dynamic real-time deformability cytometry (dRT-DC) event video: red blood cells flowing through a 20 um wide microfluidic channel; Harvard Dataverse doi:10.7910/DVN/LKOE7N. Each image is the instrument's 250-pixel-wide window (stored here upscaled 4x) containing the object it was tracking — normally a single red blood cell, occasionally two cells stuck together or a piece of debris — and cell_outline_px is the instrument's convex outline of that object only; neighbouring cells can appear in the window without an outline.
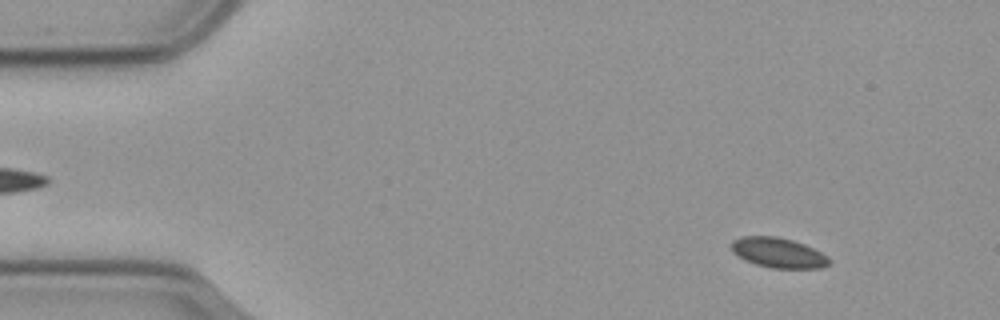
{"species": "common noctule bat (a hibernating species)", "species_latin": "Nyctalus noctula", "temperature_condition": "cold", "stored_images_in_passage": 57, "camera_frame_rate_fps": 3000, "um_per_image_px": 0.085, "animal": {"sex": "male", "body_mass_g": 23.1, "forearm_length_mm": 52.7}, "frame": {"image": 1, "passage_image": 6, "time_ms": 1.667, "image_size_px": [1000, 320], "cell_outline_px": [[832, 260], [828, 264], [820, 268], [772, 268], [756, 264], [744, 260], [732, 252], [732, 240], [744, 236], [776, 236], [792, 240], [804, 244], [828, 256]], "centroid_in_image_um": [66.15, 21.48], "position_along_channel_um": 18.8, "area_um2": 17.05}}
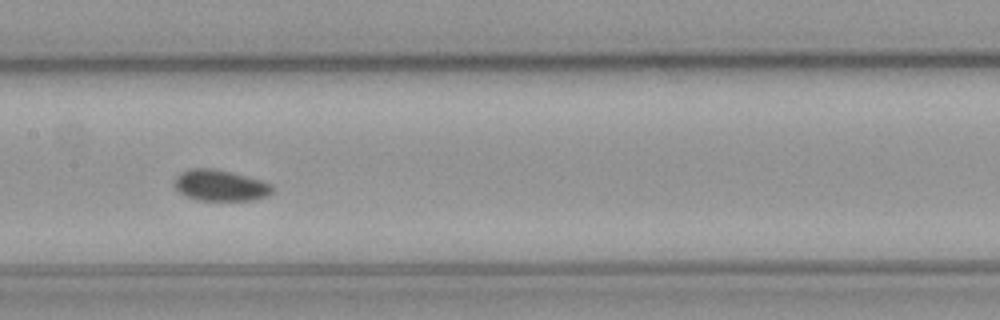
{"frame": {"image": 2, "passage_image": 28, "time_ms": 9.0, "image_size_px": [1000, 320], "cell_outline_px": [[272, 192], [264, 196], [252, 200], [196, 200], [180, 192], [172, 184], [176, 176], [180, 172], [188, 168], [212, 168], [260, 180], [272, 184]], "centroid_in_image_um": [18.66, 15.75], "position_along_channel_um": 188.7, "area_um2": 17.51}}
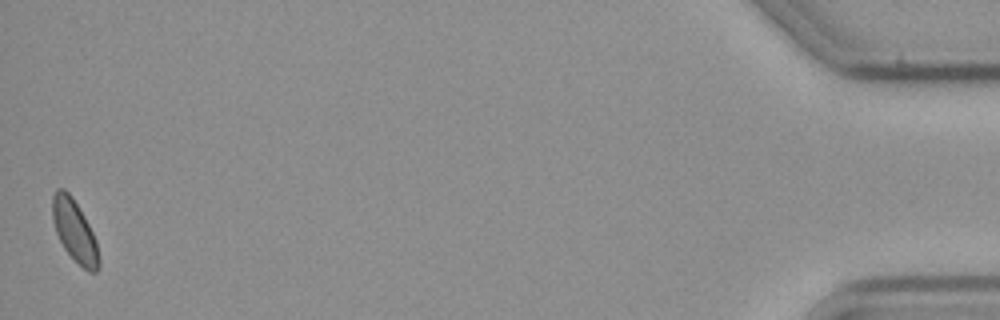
{"frame": {"image": 3, "passage_image": 57, "time_ms": 18.667, "image_size_px": [1000, 320], "cell_outline_px": [[100, 264], [96, 272], [88, 272], [64, 248], [56, 232], [52, 220], [52, 196], [56, 188], [64, 188], [72, 196], [84, 216], [96, 240], [100, 260]], "centroid_in_image_um": [6.33, 19.6], "position_along_channel_um": 428.9, "area_um2": 16.59}, "authors_computed_cell_mechanics": {"area_um2": 17.051, "velocity_mm_per_s": 3.5478, "shape_relaxation_time_tau1_ms": 3.3756, "shape_relaxation_time_tau2_ms": null, "deformation_change_tau1": 0.035, "deformation_change_tau2": null}}